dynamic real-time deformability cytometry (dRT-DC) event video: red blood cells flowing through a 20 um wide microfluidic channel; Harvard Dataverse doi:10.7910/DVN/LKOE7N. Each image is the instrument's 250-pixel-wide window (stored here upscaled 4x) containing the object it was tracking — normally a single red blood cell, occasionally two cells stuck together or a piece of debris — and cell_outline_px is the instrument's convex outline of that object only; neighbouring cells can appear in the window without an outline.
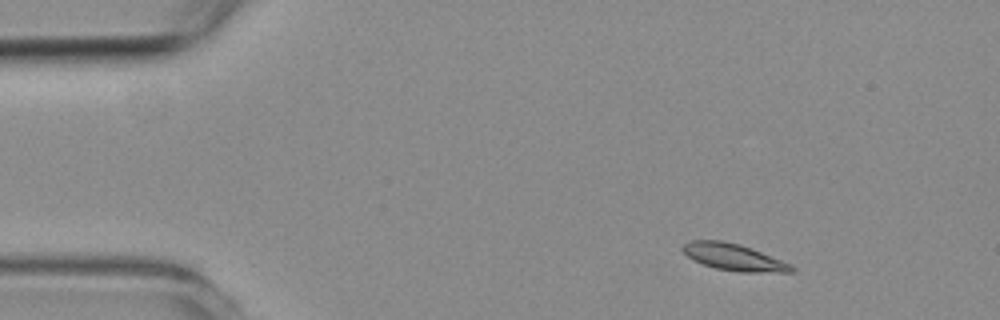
{"species": "common noctule bat (a hibernating species)", "species_latin": "Nyctalus noctula", "temperature_condition": "room temperature", "stored_images_in_passage": 5, "camera_frame_rate_fps": 3000, "um_per_image_px": 0.085, "animal": {"sex": "female", "body_mass_g": 19.3, "forearm_length_mm": 54.1}, "frame": {"image": 1, "passage_image": 2, "time_ms": 1.0, "image_size_px": [1000, 320], "cell_outline_px": [[796, 272], [740, 272], [716, 268], [704, 264], [688, 256], [680, 248], [684, 244], [692, 240], [720, 240], [740, 244], [752, 248], [792, 264], [796, 268]], "centroid_in_image_um": [62.43, 21.85], "position_along_channel_um": 22.6, "area_um2": 16.94}}
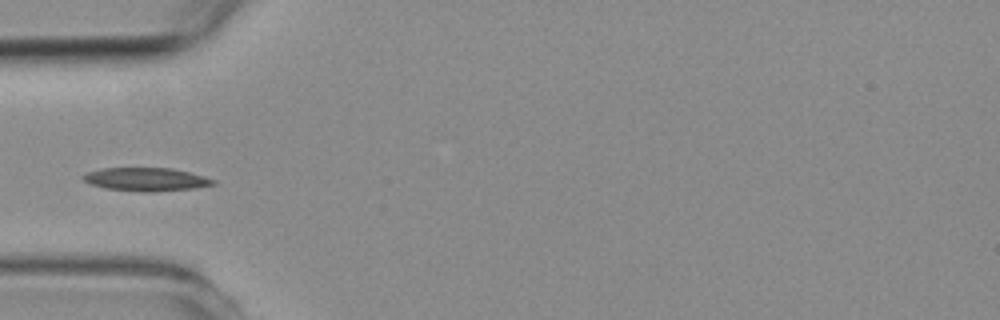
{"frame": {"image": 2, "passage_image": 5, "time_ms": 4.333, "image_size_px": [1000, 320], "cell_outline_px": [[216, 184], [192, 188], [152, 192], [140, 192], [104, 188], [92, 184], [84, 180], [80, 176], [88, 172], [100, 168], [172, 168], [204, 176], [216, 180]], "centroid_in_image_um": [12.4, 15.24], "position_along_channel_um": 72.6, "area_um2": 17.63}}